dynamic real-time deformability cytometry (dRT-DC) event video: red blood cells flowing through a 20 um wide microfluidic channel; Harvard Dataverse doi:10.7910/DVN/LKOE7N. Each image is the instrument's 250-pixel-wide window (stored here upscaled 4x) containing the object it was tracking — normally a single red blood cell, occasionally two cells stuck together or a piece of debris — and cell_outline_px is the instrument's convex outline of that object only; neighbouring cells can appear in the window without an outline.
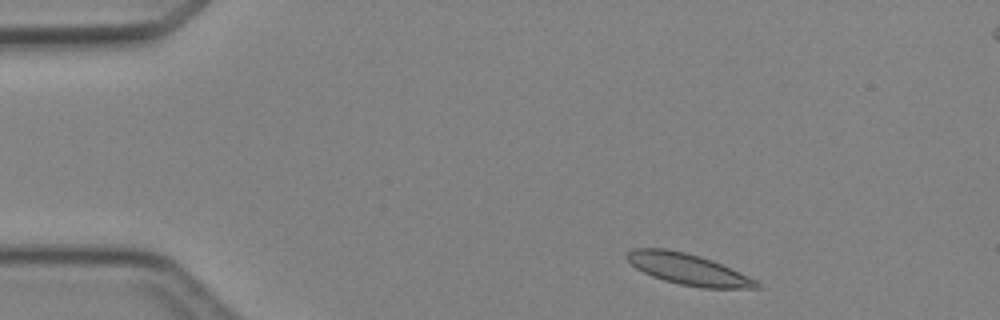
{"species": "Egyptian fruit bat (a non-hibernating species)", "species_latin": "Rousettus aegyptiacus", "temperature_condition": "cold", "stored_images_in_passage": 3, "camera_frame_rate_fps": 3000, "um_per_image_px": 0.085, "animal": {"sex": "female"}, "frame": {"image": 1, "passage_image": 1, "time_ms": 0.0, "image_size_px": [1000, 320], "cell_outline_px": [[764, 288], [700, 288], [680, 284], [664, 280], [652, 276], [636, 268], [624, 256], [632, 248], [668, 248], [700, 256], [712, 260], [748, 276], [756, 280]], "centroid_in_image_um": [58.48, 22.88], "position_along_channel_um": 26.5, "area_um2": 23.47}}